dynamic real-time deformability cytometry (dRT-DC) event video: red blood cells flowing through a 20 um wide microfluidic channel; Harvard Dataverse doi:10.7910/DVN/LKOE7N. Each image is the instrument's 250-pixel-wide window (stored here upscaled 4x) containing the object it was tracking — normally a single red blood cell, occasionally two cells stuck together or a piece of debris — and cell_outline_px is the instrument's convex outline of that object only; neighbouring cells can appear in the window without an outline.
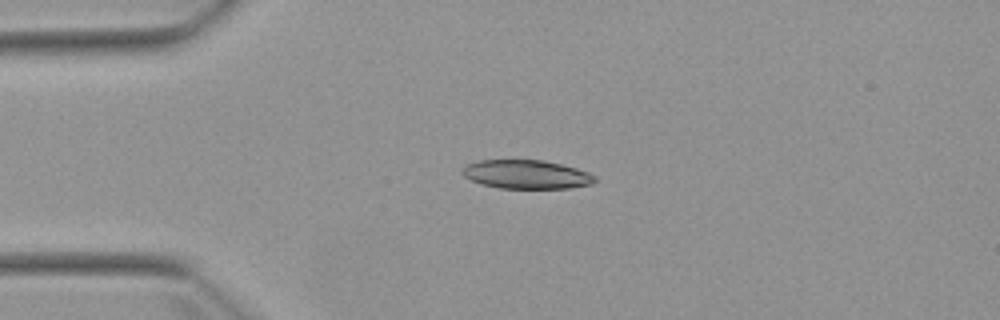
{"species": "Egyptian fruit bat (a non-hibernating species)", "species_latin": "Rousettus aegyptiacus", "temperature_condition": "warm", "stored_images_in_passage": 5, "camera_frame_rate_fps": 3000, "um_per_image_px": 0.085, "animal": {"sex": "female"}, "frame": {"image": 1, "passage_image": 2, "time_ms": 2.333, "image_size_px": [1000, 320], "cell_outline_px": [[596, 180], [592, 184], [568, 188], [500, 188], [480, 184], [464, 176], [460, 172], [468, 164], [480, 160], [544, 160], [576, 168], [588, 172], [596, 176]], "centroid_in_image_um": [44.75, 14.82], "position_along_channel_um": 40.2, "area_um2": 22.14}}
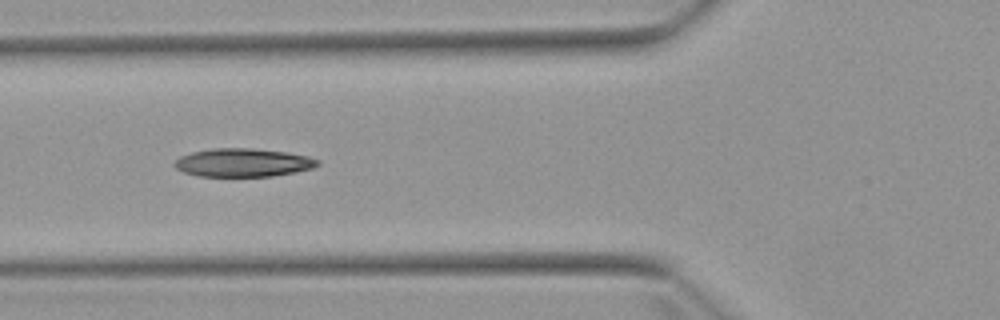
{"frame": {"image": 2, "passage_image": 4, "time_ms": 4.667, "image_size_px": [1000, 320], "cell_outline_px": [[320, 164], [312, 168], [296, 172], [272, 176], [196, 176], [184, 172], [176, 168], [172, 164], [180, 156], [192, 152], [212, 148], [252, 148], [284, 152], [308, 156], [320, 160]], "centroid_in_image_um": [20.65, 13.82], "position_along_channel_um": 105.2, "area_um2": 23.64}}
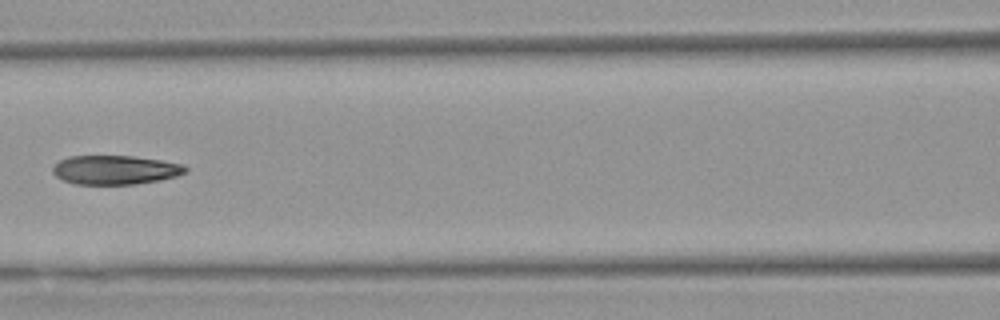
{"frame": {"image": 3, "passage_image": 5, "time_ms": 6.0, "image_size_px": [1000, 320], "cell_outline_px": [[188, 172], [176, 176], [160, 180], [136, 184], [72, 184], [56, 176], [52, 172], [52, 168], [60, 160], [68, 156], [132, 156], [160, 160], [184, 164], [188, 168]], "centroid_in_image_um": [9.81, 14.44], "position_along_channel_um": 156.8, "area_um2": 22.54}}